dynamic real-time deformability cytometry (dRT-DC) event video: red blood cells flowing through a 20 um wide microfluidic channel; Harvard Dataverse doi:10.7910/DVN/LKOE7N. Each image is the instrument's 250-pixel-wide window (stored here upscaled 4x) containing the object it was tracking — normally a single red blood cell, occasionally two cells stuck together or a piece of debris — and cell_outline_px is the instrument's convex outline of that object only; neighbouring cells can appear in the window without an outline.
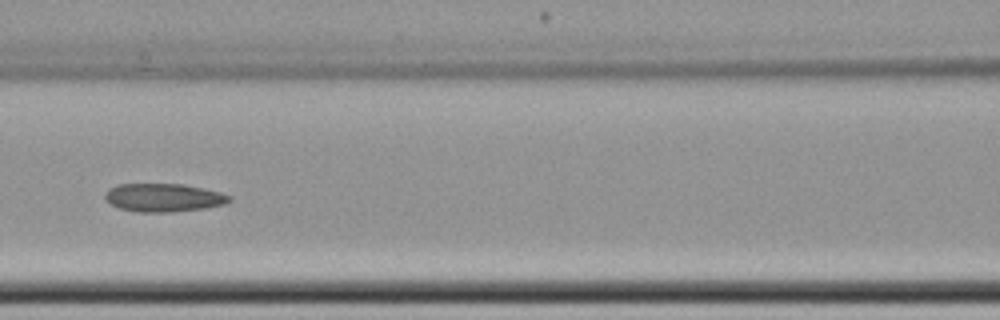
{"species": "common noctule bat (a hibernating species)", "species_latin": "Nyctalus noctula", "temperature_condition": "cold", "stored_images_in_passage": 9, "camera_frame_rate_fps": 3000, "um_per_image_px": 0.085, "animal": {"sex": "female", "body_mass_g": 22.7, "forearm_length_mm": 54.2}, "frame": {"image": 1, "passage_image": 7, "time_ms": 8.0, "image_size_px": [1000, 320], "cell_outline_px": [[232, 200], [224, 204], [204, 208], [172, 212], [136, 212], [120, 208], [104, 200], [104, 192], [108, 188], [116, 184], [184, 184], [204, 188], [220, 192], [232, 196]], "centroid_in_image_um": [13.88, 16.79], "position_along_channel_um": 152.7, "area_um2": 20.69}}
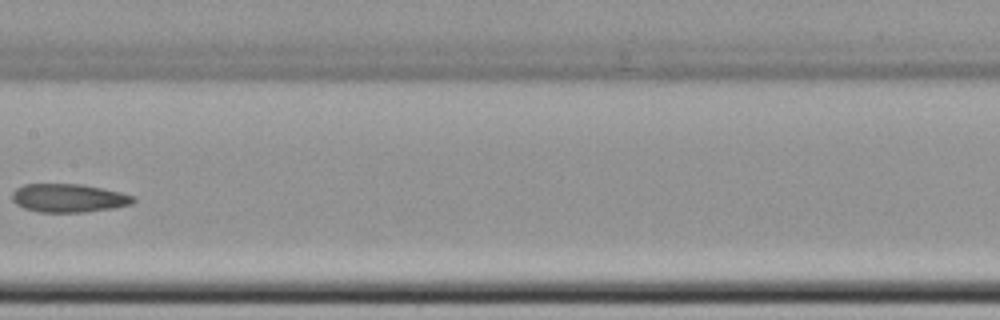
{"frame": {"image": 2, "passage_image": 8, "time_ms": 9.333, "image_size_px": [1000, 320], "cell_outline_px": [[136, 200], [132, 204], [112, 208], [84, 212], [40, 212], [24, 208], [16, 204], [12, 200], [12, 192], [16, 188], [24, 184], [80, 184], [120, 192], [136, 196]], "centroid_in_image_um": [5.83, 16.83], "position_along_channel_um": 201.6, "area_um2": 20.06}}